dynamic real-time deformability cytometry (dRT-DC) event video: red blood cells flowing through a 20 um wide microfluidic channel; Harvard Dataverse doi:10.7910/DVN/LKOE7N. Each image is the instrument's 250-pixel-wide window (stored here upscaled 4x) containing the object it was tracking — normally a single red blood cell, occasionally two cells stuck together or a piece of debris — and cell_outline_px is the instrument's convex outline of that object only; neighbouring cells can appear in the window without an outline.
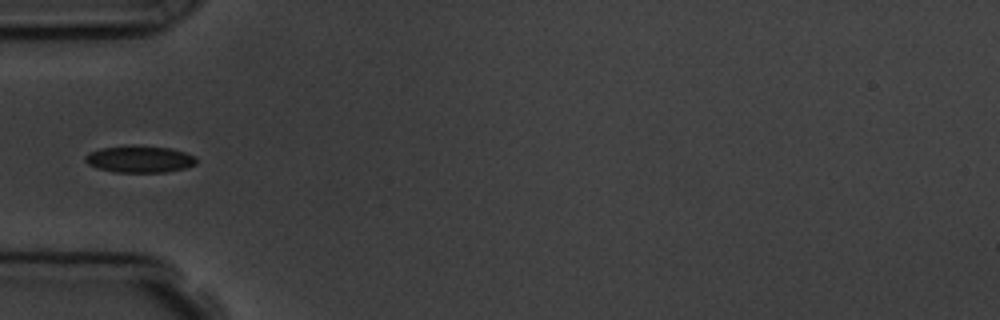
{"species": "common noctule bat (a hibernating species)", "species_latin": "Nyctalus noctula", "temperature_condition": "room temperature", "stored_images_in_passage": 4, "camera_frame_rate_fps": 3000, "um_per_image_px": 0.085, "animal": {"sex": "male", "body_mass_g": 19.5, "forearm_length_mm": 54.6}, "frame": {"image": 1, "passage_image": 4, "time_ms": 4.333, "image_size_px": [1000, 320], "cell_outline_px": [[196, 164], [184, 168], [164, 172], [116, 172], [96, 168], [88, 164], [84, 160], [84, 156], [88, 152], [100, 148], [172, 148], [196, 156]], "centroid_in_image_um": [11.85, 13.57], "position_along_channel_um": 73.1, "area_um2": 16.65}}